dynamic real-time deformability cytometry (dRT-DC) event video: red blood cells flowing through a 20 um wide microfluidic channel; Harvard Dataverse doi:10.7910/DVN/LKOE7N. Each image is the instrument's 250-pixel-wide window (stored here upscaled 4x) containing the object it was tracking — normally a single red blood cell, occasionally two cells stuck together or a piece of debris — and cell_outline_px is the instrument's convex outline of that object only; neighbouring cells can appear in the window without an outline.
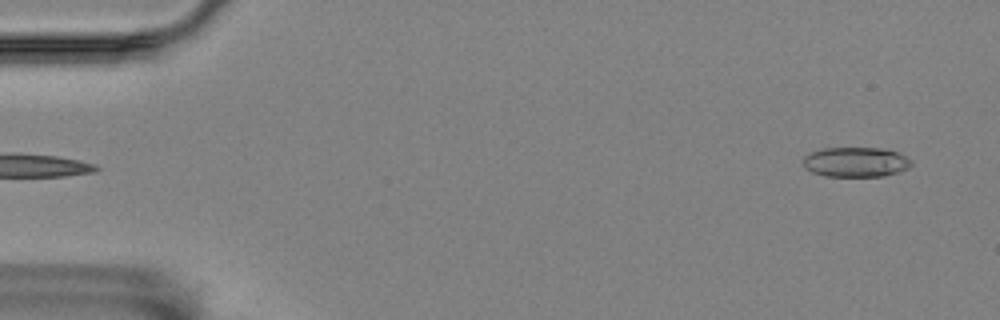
{"species": "Egyptian fruit bat (a non-hibernating species)", "species_latin": "Rousettus aegyptiacus", "temperature_condition": "room temperature", "stored_images_in_passage": 4, "segment_of_instrument_passage": [2, 2], "camera_frame_rate_fps": 3000, "um_per_image_px": 0.085, "animal": {"sex": "female"}, "frame": {"image": 1, "passage_image": 4, "time_ms": 1.0, "image_size_px": [1000, 320], "cell_outline_px": [[912, 164], [908, 168], [884, 176], [824, 176], [812, 172], [804, 168], [804, 156], [808, 152], [820, 148], [880, 148], [896, 152], [912, 160]], "centroid_in_image_um": [72.69, 13.77], "position_along_channel_um": 12.3, "area_um2": 18.84}}